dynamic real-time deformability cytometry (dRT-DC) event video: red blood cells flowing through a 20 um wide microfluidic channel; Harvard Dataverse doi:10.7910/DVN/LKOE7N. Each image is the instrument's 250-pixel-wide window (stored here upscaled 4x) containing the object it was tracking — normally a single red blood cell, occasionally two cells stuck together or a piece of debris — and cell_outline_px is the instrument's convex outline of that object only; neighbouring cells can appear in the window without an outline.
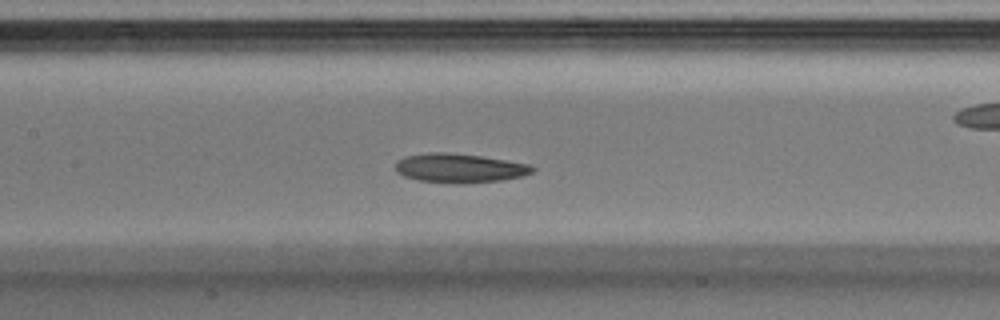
{"species": "Egyptian fruit bat (a non-hibernating species)", "species_latin": "Rousettus aegyptiacus", "temperature_condition": "warm", "stored_images_in_passage": 39, "camera_frame_rate_fps": 3000, "um_per_image_px": 0.085, "animal": {"sex": "male"}, "frame": {"image": 1, "passage_image": 17, "time_ms": 5.333, "image_size_px": [1000, 320], "cell_outline_px": [[536, 168], [532, 172], [524, 176], [500, 180], [420, 180], [404, 176], [396, 172], [396, 160], [404, 156], [428, 152], [444, 152], [480, 156], [528, 164]], "centroid_in_image_um": [39.02, 14.23], "position_along_channel_um": 168.4, "area_um2": 21.96}}